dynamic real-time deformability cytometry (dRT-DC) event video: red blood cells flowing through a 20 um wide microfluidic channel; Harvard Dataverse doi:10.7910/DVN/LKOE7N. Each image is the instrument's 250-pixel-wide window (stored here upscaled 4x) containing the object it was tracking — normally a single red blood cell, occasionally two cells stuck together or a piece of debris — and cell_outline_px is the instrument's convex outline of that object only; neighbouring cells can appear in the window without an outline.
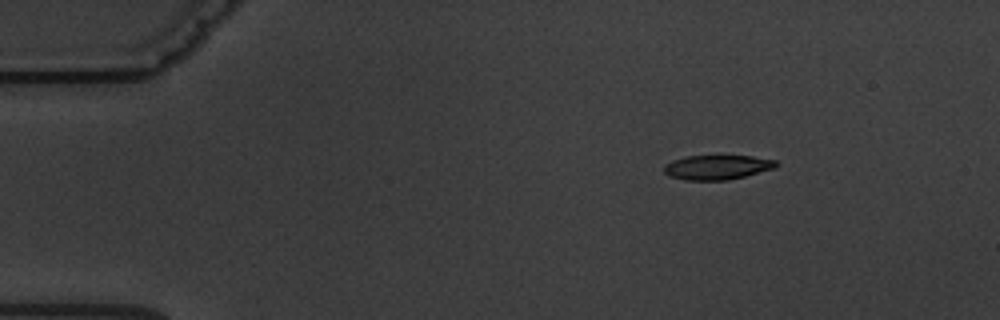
{"species": "common noctule bat (a hibernating species)", "species_latin": "Nyctalus noctula", "temperature_condition": "warm", "stored_images_in_passage": 5, "camera_frame_rate_fps": 3000, "um_per_image_px": 0.085, "animal": {"sex": "male", "body_mass_g": 19.5, "forearm_length_mm": 54.6}, "frame": {"image": 1, "passage_image": 3, "time_ms": 2.333, "image_size_px": [1000, 320], "cell_outline_px": [[780, 164], [776, 168], [728, 180], [684, 180], [668, 176], [664, 172], [664, 164], [672, 160], [688, 156], [720, 152], [752, 156], [776, 160]], "centroid_in_image_um": [60.98, 14.16], "position_along_channel_um": 24.0, "area_um2": 17.05}}